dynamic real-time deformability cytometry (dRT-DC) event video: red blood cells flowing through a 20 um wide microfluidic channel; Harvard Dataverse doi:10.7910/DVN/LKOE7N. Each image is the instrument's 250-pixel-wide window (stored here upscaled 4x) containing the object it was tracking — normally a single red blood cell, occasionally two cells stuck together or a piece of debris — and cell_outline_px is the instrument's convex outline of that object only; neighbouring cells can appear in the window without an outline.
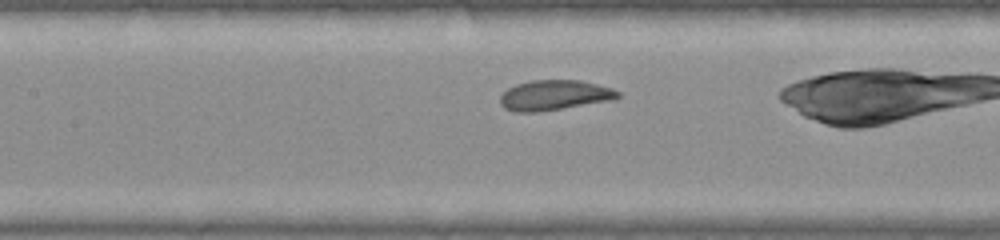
{"species": "common noctule bat (a hibernating species)", "species_latin": "Nyctalus noctula", "temperature_condition": "warm", "stored_images_in_passage": 25, "camera_frame_rate_fps": 3000, "um_per_image_px": 0.085, "animal": {"sex": "female", "body_mass_g": 22.0, "forearm_length_mm": 56.7}, "frame": {"image": 1, "passage_image": 8, "time_ms": 2.333, "image_size_px": [1000, 240], "cell_outline_px": [[620, 96], [612, 100], [564, 108], [536, 112], [512, 112], [504, 108], [500, 104], [500, 96], [508, 88], [516, 84], [532, 80], [580, 80], [612, 88], [620, 92]], "centroid_in_image_um": [47.1, 8.09], "position_along_channel_um": 160.3, "area_um2": 20.69}}
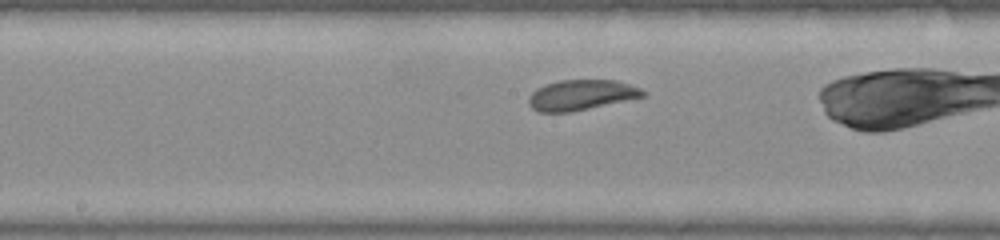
{"frame": {"image": 2, "passage_image": 11, "time_ms": 3.333, "image_size_px": [1000, 240], "cell_outline_px": [[648, 92], [644, 96], [572, 112], [536, 112], [528, 104], [528, 96], [536, 88], [544, 84], [560, 80], [616, 80], [640, 88]], "centroid_in_image_um": [49.36, 8.07], "position_along_channel_um": 198.8, "area_um2": 20.29}}